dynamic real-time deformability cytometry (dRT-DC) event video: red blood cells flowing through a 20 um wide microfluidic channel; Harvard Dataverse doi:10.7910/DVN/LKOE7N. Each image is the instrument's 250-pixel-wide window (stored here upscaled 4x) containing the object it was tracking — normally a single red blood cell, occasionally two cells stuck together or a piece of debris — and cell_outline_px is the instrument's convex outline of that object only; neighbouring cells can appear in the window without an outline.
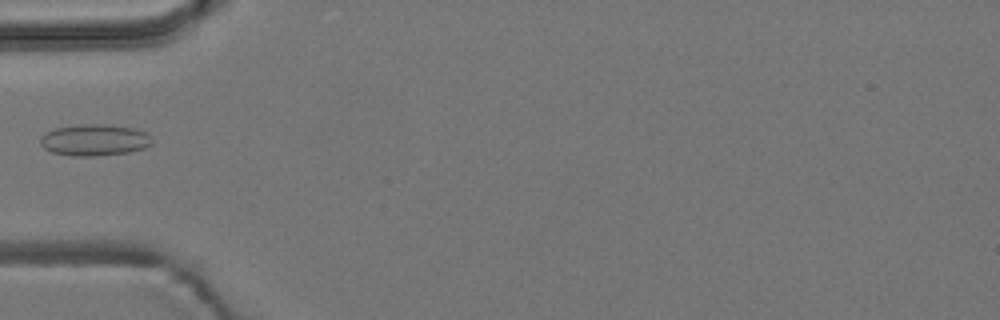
{"species": "common noctule bat (a hibernating species)", "species_latin": "Nyctalus noctula", "temperature_condition": "room temperature", "stored_images_in_passage": 8, "camera_frame_rate_fps": 3000, "um_per_image_px": 0.085, "animal": {"sex": "male", "body_mass_g": 19.2, "forearm_length_mm": 51.8}, "frame": {"image": 1, "passage_image": 5, "time_ms": 5.0, "image_size_px": [1000, 320], "cell_outline_px": [[152, 144], [144, 148], [128, 152], [96, 156], [72, 156], [52, 152], [44, 148], [40, 144], [40, 136], [56, 128], [84, 124], [100, 124], [132, 128], [144, 132], [152, 136]], "centroid_in_image_um": [8.03, 11.91], "position_along_channel_um": 77.0, "area_um2": 20.35}}
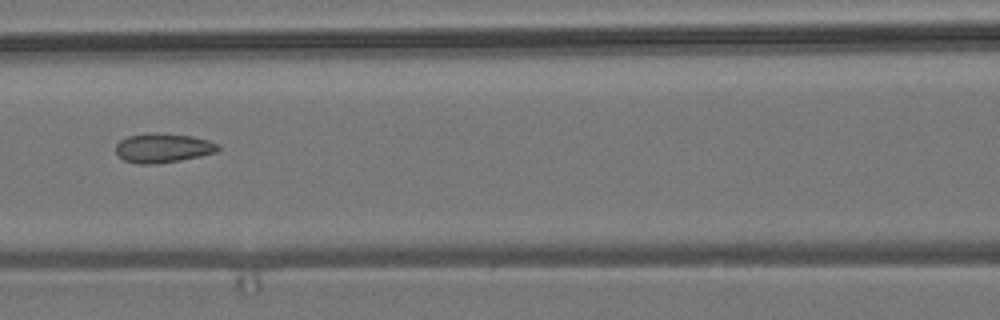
{"frame": {"image": 2, "passage_image": 7, "time_ms": 7.0, "image_size_px": [1000, 320], "cell_outline_px": [[220, 148], [216, 152], [200, 156], [180, 160], [156, 164], [136, 164], [124, 160], [116, 152], [116, 144], [120, 140], [128, 136], [148, 132], [156, 132], [192, 136], [208, 140], [220, 144]], "centroid_in_image_um": [13.85, 12.57], "position_along_channel_um": 152.7, "area_um2": 17.63}}
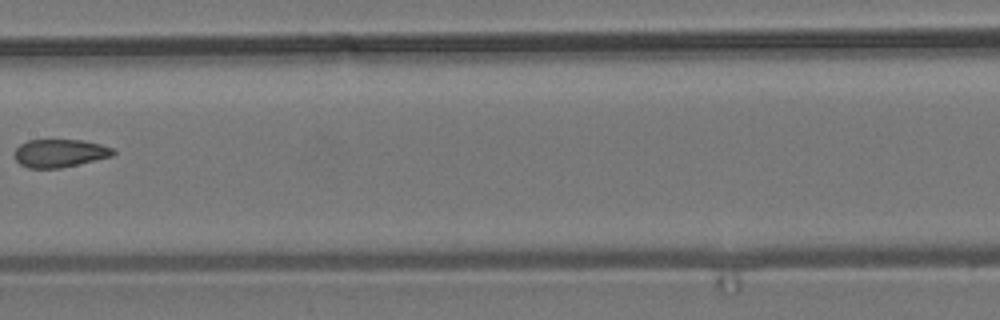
{"frame": {"image": 3, "passage_image": 8, "time_ms": 8.333, "image_size_px": [1000, 320], "cell_outline_px": [[116, 152], [112, 156], [60, 168], [28, 168], [20, 164], [16, 160], [16, 148], [20, 144], [28, 140], [84, 140], [100, 144], [112, 148]], "centroid_in_image_um": [5.08, 13.01], "position_along_channel_um": 202.3, "area_um2": 15.95}}